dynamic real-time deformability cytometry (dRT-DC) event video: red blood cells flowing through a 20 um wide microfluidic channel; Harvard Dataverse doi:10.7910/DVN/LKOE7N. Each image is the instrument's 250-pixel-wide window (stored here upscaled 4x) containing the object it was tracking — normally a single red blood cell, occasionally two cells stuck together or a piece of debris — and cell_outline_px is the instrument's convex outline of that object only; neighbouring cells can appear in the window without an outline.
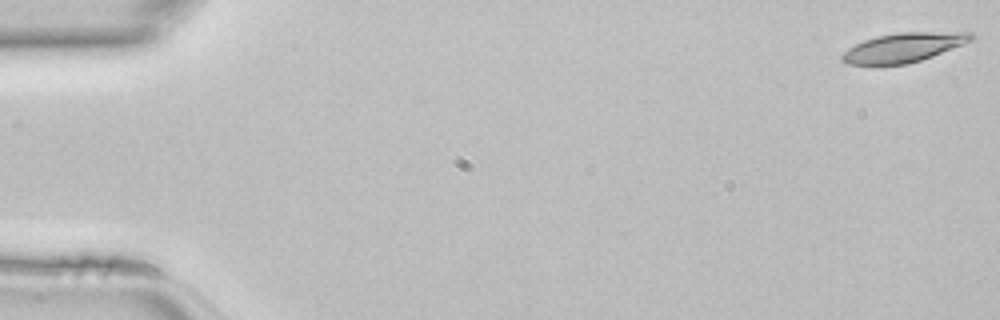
{"species": "common noctule bat (a hibernating species)", "species_latin": "Nyctalus noctula", "temperature_condition": "room temperature", "stored_images_in_passage": 46, "camera_frame_rate_fps": 3000, "um_per_image_px": 0.085, "animal": {"sex": "female", "body_mass_g": 22.7, "forearm_length_mm": 54.2}, "frame": {"image": 1, "passage_image": 1, "time_ms": 0.0, "image_size_px": [1000, 320], "cell_outline_px": [[976, 36], [972, 40], [964, 44], [932, 56], [908, 64], [848, 64], [840, 60], [840, 56], [848, 48], [864, 40], [876, 36], [896, 32], [972, 32]], "centroid_in_image_um": [76.81, 4.02], "position_along_channel_um": 8.2, "area_um2": 21.96}}
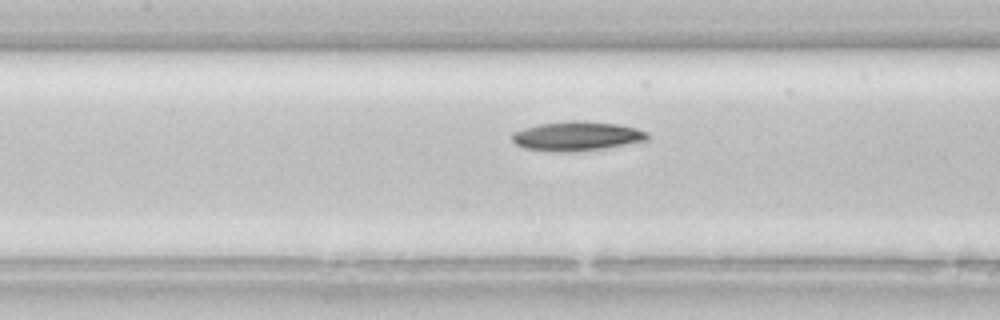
{"frame": {"image": 2, "passage_image": 21, "time_ms": 6.667, "image_size_px": [1000, 320], "cell_outline_px": [[648, 140], [604, 148], [576, 152], [556, 152], [524, 148], [516, 144], [512, 140], [512, 132], [524, 128], [540, 124], [572, 120], [584, 120], [616, 124], [636, 128], [648, 132]], "centroid_in_image_um": [49.02, 11.57], "position_along_channel_um": 158.4, "area_um2": 23.18}}
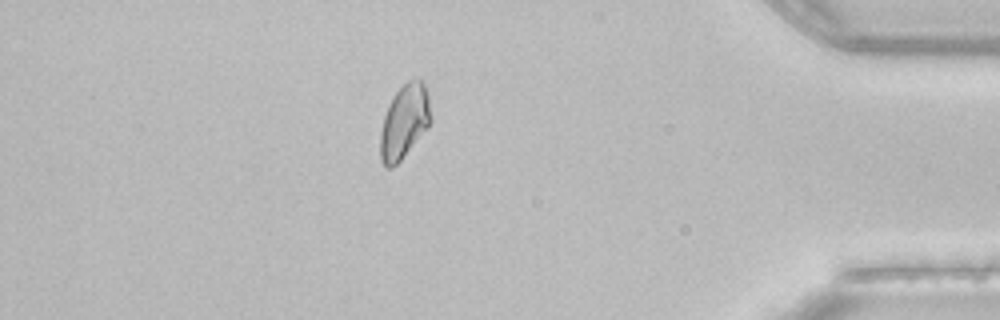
{"frame": {"image": 3, "passage_image": 40, "time_ms": 13.0, "image_size_px": [1000, 320], "cell_outline_px": [[432, 120], [428, 128], [400, 160], [392, 168], [388, 168], [380, 160], [380, 132], [384, 116], [388, 104], [396, 92], [408, 80], [420, 76], [424, 80], [428, 92]], "centroid_in_image_um": [34.39, 10.29], "position_along_channel_um": 400.8, "area_um2": 22.08}}